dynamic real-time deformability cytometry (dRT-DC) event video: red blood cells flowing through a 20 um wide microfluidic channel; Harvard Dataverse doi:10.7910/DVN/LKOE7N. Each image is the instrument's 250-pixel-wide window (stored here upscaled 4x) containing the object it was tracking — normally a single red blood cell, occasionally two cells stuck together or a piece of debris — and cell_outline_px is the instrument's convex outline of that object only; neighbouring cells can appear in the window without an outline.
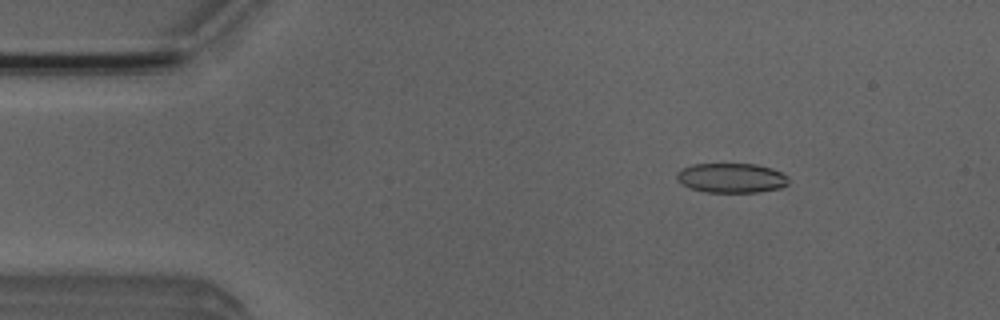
{"species": "Egyptian fruit bat (a non-hibernating species)", "species_latin": "Rousettus aegyptiacus", "temperature_condition": "room temperature", "stored_images_in_passage": 3, "camera_frame_rate_fps": 3000, "um_per_image_px": 0.085, "animal": {"sex": "male"}, "frame": {"image": 1, "passage_image": 1, "time_ms": 0.0, "image_size_px": [1000, 320], "cell_outline_px": [[788, 184], [780, 188], [760, 192], [708, 192], [692, 188], [676, 180], [676, 172], [680, 168], [692, 164], [756, 164], [772, 168], [788, 176]], "centroid_in_image_um": [62.17, 15.12], "position_along_channel_um": 22.8, "area_um2": 19.36}}